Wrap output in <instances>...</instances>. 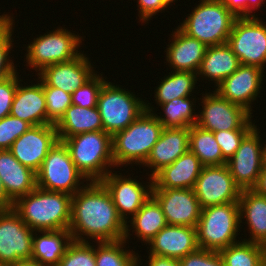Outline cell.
<instances>
[{
	"mask_svg": "<svg viewBox=\"0 0 266 266\" xmlns=\"http://www.w3.org/2000/svg\"><path fill=\"white\" fill-rule=\"evenodd\" d=\"M139 19L144 22H148L153 15H156L160 11H163L169 6L165 0H137Z\"/></svg>",
	"mask_w": 266,
	"mask_h": 266,
	"instance_id": "obj_45",
	"label": "cell"
},
{
	"mask_svg": "<svg viewBox=\"0 0 266 266\" xmlns=\"http://www.w3.org/2000/svg\"><path fill=\"white\" fill-rule=\"evenodd\" d=\"M240 226L238 202L203 208L196 227L199 248L220 252L239 242Z\"/></svg>",
	"mask_w": 266,
	"mask_h": 266,
	"instance_id": "obj_6",
	"label": "cell"
},
{
	"mask_svg": "<svg viewBox=\"0 0 266 266\" xmlns=\"http://www.w3.org/2000/svg\"><path fill=\"white\" fill-rule=\"evenodd\" d=\"M72 196L64 192L36 187L19 197L13 209L33 231L68 230L71 221Z\"/></svg>",
	"mask_w": 266,
	"mask_h": 266,
	"instance_id": "obj_2",
	"label": "cell"
},
{
	"mask_svg": "<svg viewBox=\"0 0 266 266\" xmlns=\"http://www.w3.org/2000/svg\"><path fill=\"white\" fill-rule=\"evenodd\" d=\"M9 266H46V265H43L38 261L29 259V260H20L16 263L10 264Z\"/></svg>",
	"mask_w": 266,
	"mask_h": 266,
	"instance_id": "obj_49",
	"label": "cell"
},
{
	"mask_svg": "<svg viewBox=\"0 0 266 266\" xmlns=\"http://www.w3.org/2000/svg\"><path fill=\"white\" fill-rule=\"evenodd\" d=\"M169 5L171 4V3H173V1L175 2V0H165Z\"/></svg>",
	"mask_w": 266,
	"mask_h": 266,
	"instance_id": "obj_51",
	"label": "cell"
},
{
	"mask_svg": "<svg viewBox=\"0 0 266 266\" xmlns=\"http://www.w3.org/2000/svg\"><path fill=\"white\" fill-rule=\"evenodd\" d=\"M148 104L145 102L144 112L133 123L112 136L115 167L132 163L142 165L159 140L164 127Z\"/></svg>",
	"mask_w": 266,
	"mask_h": 266,
	"instance_id": "obj_3",
	"label": "cell"
},
{
	"mask_svg": "<svg viewBox=\"0 0 266 266\" xmlns=\"http://www.w3.org/2000/svg\"><path fill=\"white\" fill-rule=\"evenodd\" d=\"M240 65L238 57L227 43L208 46L197 75H199L198 77L200 75L201 77L204 76L209 81L211 79L217 87L225 78L234 73Z\"/></svg>",
	"mask_w": 266,
	"mask_h": 266,
	"instance_id": "obj_27",
	"label": "cell"
},
{
	"mask_svg": "<svg viewBox=\"0 0 266 266\" xmlns=\"http://www.w3.org/2000/svg\"><path fill=\"white\" fill-rule=\"evenodd\" d=\"M213 92L202 95L203 106L200 114H197L196 125L212 132L254 128L249 111Z\"/></svg>",
	"mask_w": 266,
	"mask_h": 266,
	"instance_id": "obj_10",
	"label": "cell"
},
{
	"mask_svg": "<svg viewBox=\"0 0 266 266\" xmlns=\"http://www.w3.org/2000/svg\"><path fill=\"white\" fill-rule=\"evenodd\" d=\"M81 40V36L62 27L34 38L26 49V66L41 72L47 66L73 60L81 54L78 51Z\"/></svg>",
	"mask_w": 266,
	"mask_h": 266,
	"instance_id": "obj_8",
	"label": "cell"
},
{
	"mask_svg": "<svg viewBox=\"0 0 266 266\" xmlns=\"http://www.w3.org/2000/svg\"><path fill=\"white\" fill-rule=\"evenodd\" d=\"M173 72V73H172ZM165 76L155 90V100L158 105L167 103L176 98L190 97L198 81L194 72L172 71Z\"/></svg>",
	"mask_w": 266,
	"mask_h": 266,
	"instance_id": "obj_32",
	"label": "cell"
},
{
	"mask_svg": "<svg viewBox=\"0 0 266 266\" xmlns=\"http://www.w3.org/2000/svg\"><path fill=\"white\" fill-rule=\"evenodd\" d=\"M112 173V170L100 181L109 194L116 207L117 213L126 224L124 240L129 238L131 228L127 224L128 216H134L142 205L151 197L153 177H149L146 187L137 179ZM147 188V189H146ZM128 214V215H127ZM129 227V228H128Z\"/></svg>",
	"mask_w": 266,
	"mask_h": 266,
	"instance_id": "obj_12",
	"label": "cell"
},
{
	"mask_svg": "<svg viewBox=\"0 0 266 266\" xmlns=\"http://www.w3.org/2000/svg\"><path fill=\"white\" fill-rule=\"evenodd\" d=\"M97 108L103 131L113 136L126 129L144 112L145 102L136 98L133 92L106 81L100 90Z\"/></svg>",
	"mask_w": 266,
	"mask_h": 266,
	"instance_id": "obj_7",
	"label": "cell"
},
{
	"mask_svg": "<svg viewBox=\"0 0 266 266\" xmlns=\"http://www.w3.org/2000/svg\"><path fill=\"white\" fill-rule=\"evenodd\" d=\"M254 128L243 138L236 153L227 161L235 184L241 189H253L264 165L261 135Z\"/></svg>",
	"mask_w": 266,
	"mask_h": 266,
	"instance_id": "obj_14",
	"label": "cell"
},
{
	"mask_svg": "<svg viewBox=\"0 0 266 266\" xmlns=\"http://www.w3.org/2000/svg\"><path fill=\"white\" fill-rule=\"evenodd\" d=\"M189 150L199 158L203 166L227 164L214 133L196 124L189 128Z\"/></svg>",
	"mask_w": 266,
	"mask_h": 266,
	"instance_id": "obj_31",
	"label": "cell"
},
{
	"mask_svg": "<svg viewBox=\"0 0 266 266\" xmlns=\"http://www.w3.org/2000/svg\"><path fill=\"white\" fill-rule=\"evenodd\" d=\"M0 266H9V265L0 262Z\"/></svg>",
	"mask_w": 266,
	"mask_h": 266,
	"instance_id": "obj_52",
	"label": "cell"
},
{
	"mask_svg": "<svg viewBox=\"0 0 266 266\" xmlns=\"http://www.w3.org/2000/svg\"><path fill=\"white\" fill-rule=\"evenodd\" d=\"M264 147H262V151H263V159H264V162H266V144H263Z\"/></svg>",
	"mask_w": 266,
	"mask_h": 266,
	"instance_id": "obj_50",
	"label": "cell"
},
{
	"mask_svg": "<svg viewBox=\"0 0 266 266\" xmlns=\"http://www.w3.org/2000/svg\"><path fill=\"white\" fill-rule=\"evenodd\" d=\"M126 241L128 240L97 242L96 266H140L141 260L138 253L123 249Z\"/></svg>",
	"mask_w": 266,
	"mask_h": 266,
	"instance_id": "obj_35",
	"label": "cell"
},
{
	"mask_svg": "<svg viewBox=\"0 0 266 266\" xmlns=\"http://www.w3.org/2000/svg\"><path fill=\"white\" fill-rule=\"evenodd\" d=\"M38 78L43 84L47 117L56 124L72 105V94L66 93L62 89L48 86L39 76Z\"/></svg>",
	"mask_w": 266,
	"mask_h": 266,
	"instance_id": "obj_37",
	"label": "cell"
},
{
	"mask_svg": "<svg viewBox=\"0 0 266 266\" xmlns=\"http://www.w3.org/2000/svg\"><path fill=\"white\" fill-rule=\"evenodd\" d=\"M34 231L13 209L0 210V262L10 265L32 256Z\"/></svg>",
	"mask_w": 266,
	"mask_h": 266,
	"instance_id": "obj_13",
	"label": "cell"
},
{
	"mask_svg": "<svg viewBox=\"0 0 266 266\" xmlns=\"http://www.w3.org/2000/svg\"><path fill=\"white\" fill-rule=\"evenodd\" d=\"M92 68L89 59L81 53L73 60L47 66L37 76L48 86L72 94L96 73Z\"/></svg>",
	"mask_w": 266,
	"mask_h": 266,
	"instance_id": "obj_19",
	"label": "cell"
},
{
	"mask_svg": "<svg viewBox=\"0 0 266 266\" xmlns=\"http://www.w3.org/2000/svg\"><path fill=\"white\" fill-rule=\"evenodd\" d=\"M0 179L13 202L37 187L36 172L21 164L9 150H0Z\"/></svg>",
	"mask_w": 266,
	"mask_h": 266,
	"instance_id": "obj_25",
	"label": "cell"
},
{
	"mask_svg": "<svg viewBox=\"0 0 266 266\" xmlns=\"http://www.w3.org/2000/svg\"><path fill=\"white\" fill-rule=\"evenodd\" d=\"M13 17L7 14L0 15V81L16 73L15 66L9 58L13 48Z\"/></svg>",
	"mask_w": 266,
	"mask_h": 266,
	"instance_id": "obj_36",
	"label": "cell"
},
{
	"mask_svg": "<svg viewBox=\"0 0 266 266\" xmlns=\"http://www.w3.org/2000/svg\"><path fill=\"white\" fill-rule=\"evenodd\" d=\"M147 244L150 246L149 254L178 260L199 248L196 227L168 224Z\"/></svg>",
	"mask_w": 266,
	"mask_h": 266,
	"instance_id": "obj_20",
	"label": "cell"
},
{
	"mask_svg": "<svg viewBox=\"0 0 266 266\" xmlns=\"http://www.w3.org/2000/svg\"><path fill=\"white\" fill-rule=\"evenodd\" d=\"M57 141L55 124L35 125L16 139L9 151L21 164L37 173Z\"/></svg>",
	"mask_w": 266,
	"mask_h": 266,
	"instance_id": "obj_16",
	"label": "cell"
},
{
	"mask_svg": "<svg viewBox=\"0 0 266 266\" xmlns=\"http://www.w3.org/2000/svg\"><path fill=\"white\" fill-rule=\"evenodd\" d=\"M71 238L77 242L118 241L125 238L126 224L117 213L111 195L100 181L84 184L72 196ZM85 235V237L83 236Z\"/></svg>",
	"mask_w": 266,
	"mask_h": 266,
	"instance_id": "obj_1",
	"label": "cell"
},
{
	"mask_svg": "<svg viewBox=\"0 0 266 266\" xmlns=\"http://www.w3.org/2000/svg\"><path fill=\"white\" fill-rule=\"evenodd\" d=\"M263 72L264 70L257 66L240 65L216 87L215 91L252 114L251 104L262 89Z\"/></svg>",
	"mask_w": 266,
	"mask_h": 266,
	"instance_id": "obj_18",
	"label": "cell"
},
{
	"mask_svg": "<svg viewBox=\"0 0 266 266\" xmlns=\"http://www.w3.org/2000/svg\"><path fill=\"white\" fill-rule=\"evenodd\" d=\"M168 225L197 227L202 208L193 189H152Z\"/></svg>",
	"mask_w": 266,
	"mask_h": 266,
	"instance_id": "obj_17",
	"label": "cell"
},
{
	"mask_svg": "<svg viewBox=\"0 0 266 266\" xmlns=\"http://www.w3.org/2000/svg\"><path fill=\"white\" fill-rule=\"evenodd\" d=\"M148 258V266H181L180 260L166 256L149 254Z\"/></svg>",
	"mask_w": 266,
	"mask_h": 266,
	"instance_id": "obj_46",
	"label": "cell"
},
{
	"mask_svg": "<svg viewBox=\"0 0 266 266\" xmlns=\"http://www.w3.org/2000/svg\"><path fill=\"white\" fill-rule=\"evenodd\" d=\"M106 80L94 74L88 81L72 93V104L92 108L97 107L98 96Z\"/></svg>",
	"mask_w": 266,
	"mask_h": 266,
	"instance_id": "obj_39",
	"label": "cell"
},
{
	"mask_svg": "<svg viewBox=\"0 0 266 266\" xmlns=\"http://www.w3.org/2000/svg\"><path fill=\"white\" fill-rule=\"evenodd\" d=\"M34 231L31 259L46 266H58L67 246L73 241L69 230ZM38 235V236H37Z\"/></svg>",
	"mask_w": 266,
	"mask_h": 266,
	"instance_id": "obj_29",
	"label": "cell"
},
{
	"mask_svg": "<svg viewBox=\"0 0 266 266\" xmlns=\"http://www.w3.org/2000/svg\"><path fill=\"white\" fill-rule=\"evenodd\" d=\"M178 27L207 47L225 44L237 17L220 0H200Z\"/></svg>",
	"mask_w": 266,
	"mask_h": 266,
	"instance_id": "obj_5",
	"label": "cell"
},
{
	"mask_svg": "<svg viewBox=\"0 0 266 266\" xmlns=\"http://www.w3.org/2000/svg\"><path fill=\"white\" fill-rule=\"evenodd\" d=\"M31 126L30 123L11 115L0 119V150H9L13 142Z\"/></svg>",
	"mask_w": 266,
	"mask_h": 266,
	"instance_id": "obj_40",
	"label": "cell"
},
{
	"mask_svg": "<svg viewBox=\"0 0 266 266\" xmlns=\"http://www.w3.org/2000/svg\"><path fill=\"white\" fill-rule=\"evenodd\" d=\"M22 86L20 81L13 98L10 115L30 123L32 126L54 124L46 112L43 84ZM21 85V86H20Z\"/></svg>",
	"mask_w": 266,
	"mask_h": 266,
	"instance_id": "obj_24",
	"label": "cell"
},
{
	"mask_svg": "<svg viewBox=\"0 0 266 266\" xmlns=\"http://www.w3.org/2000/svg\"><path fill=\"white\" fill-rule=\"evenodd\" d=\"M251 130H227L215 131L214 136L220 146L223 158L228 161L239 148L243 138Z\"/></svg>",
	"mask_w": 266,
	"mask_h": 266,
	"instance_id": "obj_41",
	"label": "cell"
},
{
	"mask_svg": "<svg viewBox=\"0 0 266 266\" xmlns=\"http://www.w3.org/2000/svg\"><path fill=\"white\" fill-rule=\"evenodd\" d=\"M189 150V128H164L146 161L142 164L151 168L153 177L164 166L174 163Z\"/></svg>",
	"mask_w": 266,
	"mask_h": 266,
	"instance_id": "obj_21",
	"label": "cell"
},
{
	"mask_svg": "<svg viewBox=\"0 0 266 266\" xmlns=\"http://www.w3.org/2000/svg\"><path fill=\"white\" fill-rule=\"evenodd\" d=\"M193 191L202 209L213 205L238 202L241 193L227 164L204 166L195 182Z\"/></svg>",
	"mask_w": 266,
	"mask_h": 266,
	"instance_id": "obj_15",
	"label": "cell"
},
{
	"mask_svg": "<svg viewBox=\"0 0 266 266\" xmlns=\"http://www.w3.org/2000/svg\"><path fill=\"white\" fill-rule=\"evenodd\" d=\"M181 266H224L223 258L218 251L198 248L180 259Z\"/></svg>",
	"mask_w": 266,
	"mask_h": 266,
	"instance_id": "obj_42",
	"label": "cell"
},
{
	"mask_svg": "<svg viewBox=\"0 0 266 266\" xmlns=\"http://www.w3.org/2000/svg\"><path fill=\"white\" fill-rule=\"evenodd\" d=\"M236 17H251L254 10L261 7L264 0H220ZM253 9V11L251 10ZM251 14V15H250Z\"/></svg>",
	"mask_w": 266,
	"mask_h": 266,
	"instance_id": "obj_44",
	"label": "cell"
},
{
	"mask_svg": "<svg viewBox=\"0 0 266 266\" xmlns=\"http://www.w3.org/2000/svg\"><path fill=\"white\" fill-rule=\"evenodd\" d=\"M238 204L240 223L245 218L250 230L251 239L244 240L266 246V196L253 189L241 190Z\"/></svg>",
	"mask_w": 266,
	"mask_h": 266,
	"instance_id": "obj_26",
	"label": "cell"
},
{
	"mask_svg": "<svg viewBox=\"0 0 266 266\" xmlns=\"http://www.w3.org/2000/svg\"><path fill=\"white\" fill-rule=\"evenodd\" d=\"M129 222L133 233L145 244L167 225L161 206L152 195Z\"/></svg>",
	"mask_w": 266,
	"mask_h": 266,
	"instance_id": "obj_30",
	"label": "cell"
},
{
	"mask_svg": "<svg viewBox=\"0 0 266 266\" xmlns=\"http://www.w3.org/2000/svg\"><path fill=\"white\" fill-rule=\"evenodd\" d=\"M253 190H255L260 195L266 196V162H264L258 182Z\"/></svg>",
	"mask_w": 266,
	"mask_h": 266,
	"instance_id": "obj_47",
	"label": "cell"
},
{
	"mask_svg": "<svg viewBox=\"0 0 266 266\" xmlns=\"http://www.w3.org/2000/svg\"><path fill=\"white\" fill-rule=\"evenodd\" d=\"M36 176L38 188L64 192L71 196L78 192L84 186L80 184L85 182V177L77 170L68 148L59 140L49 150Z\"/></svg>",
	"mask_w": 266,
	"mask_h": 266,
	"instance_id": "obj_9",
	"label": "cell"
},
{
	"mask_svg": "<svg viewBox=\"0 0 266 266\" xmlns=\"http://www.w3.org/2000/svg\"><path fill=\"white\" fill-rule=\"evenodd\" d=\"M14 202L7 196L3 182L0 179V210L13 208Z\"/></svg>",
	"mask_w": 266,
	"mask_h": 266,
	"instance_id": "obj_48",
	"label": "cell"
},
{
	"mask_svg": "<svg viewBox=\"0 0 266 266\" xmlns=\"http://www.w3.org/2000/svg\"><path fill=\"white\" fill-rule=\"evenodd\" d=\"M178 28V29H177ZM171 34L172 43L167 45L166 61L174 71L197 73L207 46L185 34L179 27Z\"/></svg>",
	"mask_w": 266,
	"mask_h": 266,
	"instance_id": "obj_23",
	"label": "cell"
},
{
	"mask_svg": "<svg viewBox=\"0 0 266 266\" xmlns=\"http://www.w3.org/2000/svg\"><path fill=\"white\" fill-rule=\"evenodd\" d=\"M94 247L89 242L72 241L58 266H96Z\"/></svg>",
	"mask_w": 266,
	"mask_h": 266,
	"instance_id": "obj_38",
	"label": "cell"
},
{
	"mask_svg": "<svg viewBox=\"0 0 266 266\" xmlns=\"http://www.w3.org/2000/svg\"><path fill=\"white\" fill-rule=\"evenodd\" d=\"M58 140L68 148L72 161L86 181H101L110 172L108 167H115L112 136L103 130Z\"/></svg>",
	"mask_w": 266,
	"mask_h": 266,
	"instance_id": "obj_4",
	"label": "cell"
},
{
	"mask_svg": "<svg viewBox=\"0 0 266 266\" xmlns=\"http://www.w3.org/2000/svg\"><path fill=\"white\" fill-rule=\"evenodd\" d=\"M58 139H66L85 132L103 130L97 107L86 108L72 104L55 124Z\"/></svg>",
	"mask_w": 266,
	"mask_h": 266,
	"instance_id": "obj_28",
	"label": "cell"
},
{
	"mask_svg": "<svg viewBox=\"0 0 266 266\" xmlns=\"http://www.w3.org/2000/svg\"><path fill=\"white\" fill-rule=\"evenodd\" d=\"M18 74L16 72L0 81V119L10 115L17 85L19 81H22Z\"/></svg>",
	"mask_w": 266,
	"mask_h": 266,
	"instance_id": "obj_43",
	"label": "cell"
},
{
	"mask_svg": "<svg viewBox=\"0 0 266 266\" xmlns=\"http://www.w3.org/2000/svg\"><path fill=\"white\" fill-rule=\"evenodd\" d=\"M225 266H266V246L242 240L220 251Z\"/></svg>",
	"mask_w": 266,
	"mask_h": 266,
	"instance_id": "obj_33",
	"label": "cell"
},
{
	"mask_svg": "<svg viewBox=\"0 0 266 266\" xmlns=\"http://www.w3.org/2000/svg\"><path fill=\"white\" fill-rule=\"evenodd\" d=\"M191 101L189 97H181L173 99L170 102L161 104L162 110L165 112L162 116L155 113V117L161 122L164 128L180 127L190 128L197 122V114L194 113V99ZM194 113V114H193Z\"/></svg>",
	"mask_w": 266,
	"mask_h": 266,
	"instance_id": "obj_34",
	"label": "cell"
},
{
	"mask_svg": "<svg viewBox=\"0 0 266 266\" xmlns=\"http://www.w3.org/2000/svg\"><path fill=\"white\" fill-rule=\"evenodd\" d=\"M266 22L258 17H237L227 44L238 57L241 65L265 69L266 63Z\"/></svg>",
	"mask_w": 266,
	"mask_h": 266,
	"instance_id": "obj_11",
	"label": "cell"
},
{
	"mask_svg": "<svg viewBox=\"0 0 266 266\" xmlns=\"http://www.w3.org/2000/svg\"><path fill=\"white\" fill-rule=\"evenodd\" d=\"M204 166L190 150L153 176L152 189H193Z\"/></svg>",
	"mask_w": 266,
	"mask_h": 266,
	"instance_id": "obj_22",
	"label": "cell"
}]
</instances>
